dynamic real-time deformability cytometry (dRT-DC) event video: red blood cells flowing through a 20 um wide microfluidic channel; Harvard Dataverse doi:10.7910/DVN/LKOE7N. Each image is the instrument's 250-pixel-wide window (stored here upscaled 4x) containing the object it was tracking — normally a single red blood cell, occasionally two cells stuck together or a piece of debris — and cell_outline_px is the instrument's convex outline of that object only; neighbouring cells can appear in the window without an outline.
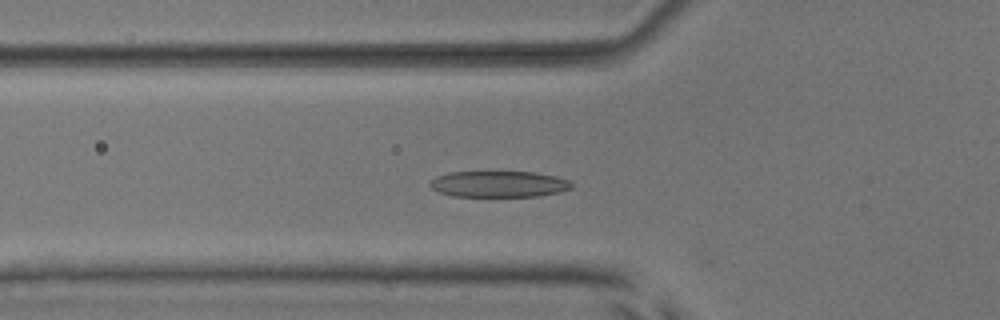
{"species": "common noctule bat (a hibernating species)", "species_latin": "Nyctalus noctula", "temperature_condition": "room temperature", "stored_images_in_passage": 53, "camera_frame_rate_fps": 3000, "um_per_image_px": 0.085, "animal": {"sex": "male", "body_mass_g": 17.9, "forearm_length_mm": 54.2}, "frame": {"image": 1, "passage_image": 19, "time_ms": 6.0, "image_size_px": [1000, 320], "cell_outline_px": [[572, 188], [560, 192], [536, 196], [452, 196], [440, 192], [432, 188], [428, 184], [436, 176], [448, 172], [536, 172], [556, 176], [568, 180], [572, 184]], "centroid_in_image_um": [42.4, 15.64], "position_along_channel_um": 83.4, "area_um2": 21.56}}
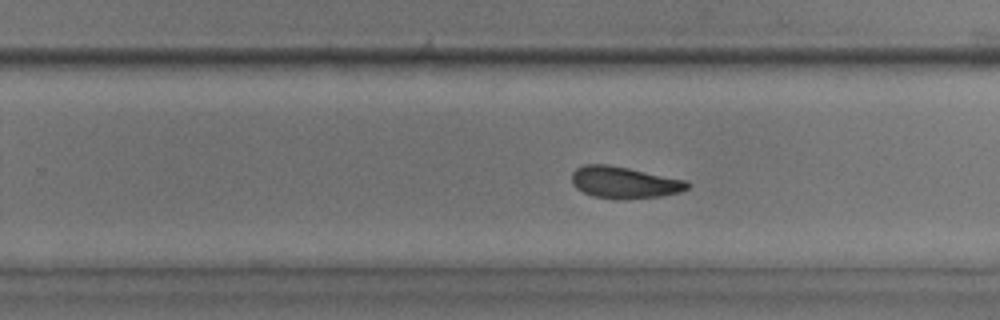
{"frame": {"image": 2, "passage_image": 34, "time_ms": 11.0, "image_size_px": [1000, 320], "cell_outline_px": [[692, 184], [688, 188], [680, 192], [660, 196], [592, 196], [576, 188], [572, 184], [572, 172], [576, 168], [584, 164], [608, 164], [688, 180]], "centroid_in_image_um": [53.08, 15.45], "position_along_channel_um": 276.7, "area_um2": 20.63}}
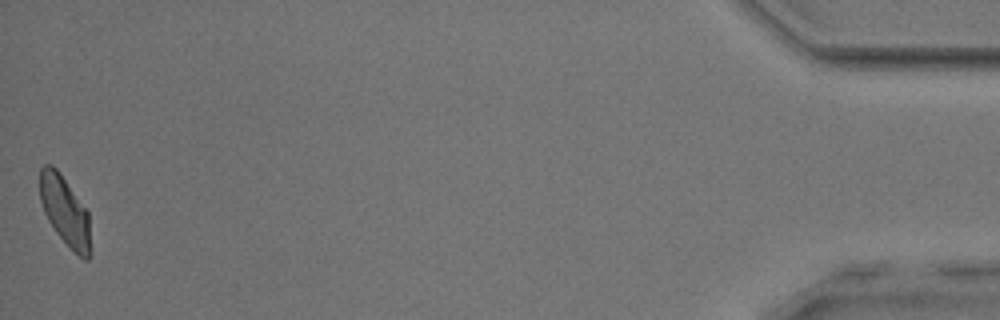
{"frame": {"image": 3, "passage_image": 53, "time_ms": 17.333, "image_size_px": [1000, 320], "cell_outline_px": [[88, 260], [84, 260], [56, 232], [48, 220], [44, 212], [40, 200], [40, 168], [44, 164], [52, 164], [56, 168], [88, 212]], "centroid_in_image_um": [5.46, 17.85], "position_along_channel_um": 429.7, "area_um2": 19.54}, "authors_computed_cell_mechanics": {"area_um2": 21.7328, "velocity_mm_per_s": 3.8791, "shape_relaxation_time_tau1_ms": 3.1711, "shape_relaxation_time_tau2_ms": 2.1418, "deformation_change_tau1": 0.1385, "deformation_change_tau2": 0.0969}}